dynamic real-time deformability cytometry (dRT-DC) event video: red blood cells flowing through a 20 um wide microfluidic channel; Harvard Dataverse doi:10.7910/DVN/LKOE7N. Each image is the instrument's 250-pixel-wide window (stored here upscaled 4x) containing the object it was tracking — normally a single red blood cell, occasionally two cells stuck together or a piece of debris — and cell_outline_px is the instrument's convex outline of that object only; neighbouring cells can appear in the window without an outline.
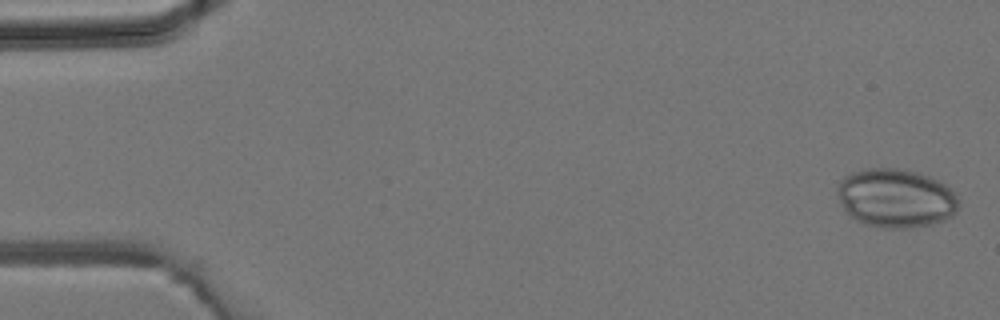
{"species": "common noctule bat (a hibernating species)", "species_latin": "Nyctalus noctula", "temperature_condition": "room temperature", "stored_images_in_passage": 43, "camera_frame_rate_fps": 3000, "um_per_image_px": 0.085, "animal": {"sex": "male", "body_mass_g": 19.2, "forearm_length_mm": 51.8}, "frame": {"image": 1, "passage_image": 1, "time_ms": 0.0, "image_size_px": [1000, 320], "cell_outline_px": [[960, 200], [956, 212], [952, 216], [944, 220], [932, 224], [908, 228], [884, 228], [864, 224], [852, 216], [844, 208], [836, 192], [840, 180], [844, 176], [852, 172], [864, 168], [904, 168], [920, 172], [940, 180]], "centroid_in_image_um": [76.16, 16.82], "position_along_channel_um": 8.8, "area_um2": 41.85}}
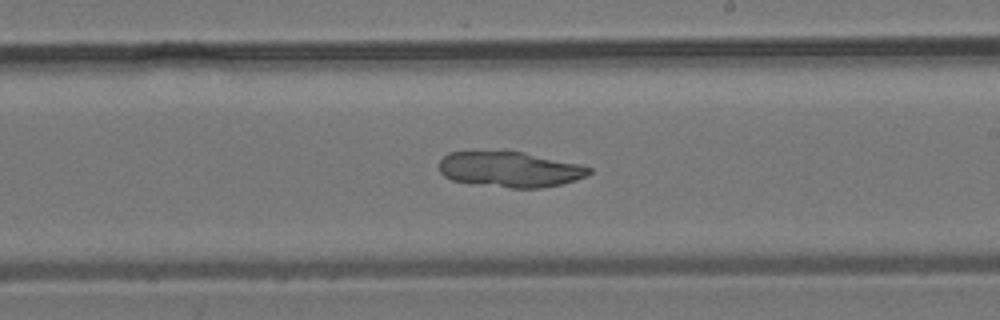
{"frame": {"image": 2, "passage_image": 25, "time_ms": 8.0, "image_size_px": [1000, 320], "cell_outline_px": [[592, 172], [588, 176], [576, 180], [560, 184], [540, 188], [512, 188], [452, 180], [444, 176], [440, 172], [440, 160], [448, 152], [524, 152], [580, 164], [592, 168]], "centroid_in_image_um": [43.4, 14.4], "position_along_channel_um": 245.6, "area_um2": 30.69}}
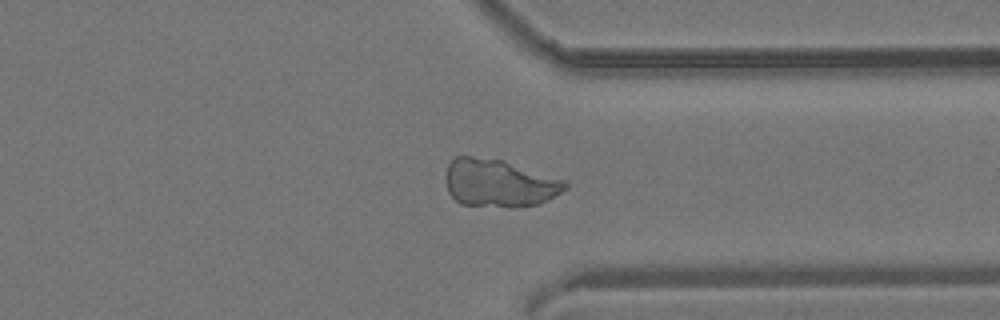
{"frame": {"image": 3, "passage_image": 33, "time_ms": 10.667, "image_size_px": [1000, 320], "cell_outline_px": [[568, 188], [548, 200], [536, 204], [512, 208], [460, 204], [448, 192], [444, 180], [444, 176], [448, 164], [456, 156], [472, 156], [504, 160], [564, 180], [568, 184]], "centroid_in_image_um": [42.39, 15.57], "position_along_channel_um": 369.0, "area_um2": 33.52}}